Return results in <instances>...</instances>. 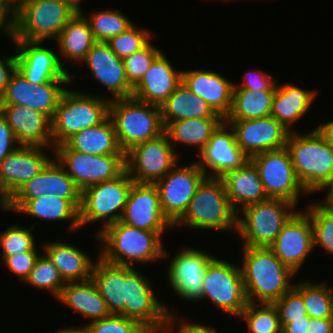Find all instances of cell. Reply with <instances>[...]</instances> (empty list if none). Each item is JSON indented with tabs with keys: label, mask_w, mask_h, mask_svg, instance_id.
<instances>
[{
	"label": "cell",
	"mask_w": 333,
	"mask_h": 333,
	"mask_svg": "<svg viewBox=\"0 0 333 333\" xmlns=\"http://www.w3.org/2000/svg\"><path fill=\"white\" fill-rule=\"evenodd\" d=\"M62 304L71 307L83 318L93 321L101 320L111 315L106 301L99 293L95 283L90 279L82 282H67L57 298Z\"/></svg>",
	"instance_id": "33"
},
{
	"label": "cell",
	"mask_w": 333,
	"mask_h": 333,
	"mask_svg": "<svg viewBox=\"0 0 333 333\" xmlns=\"http://www.w3.org/2000/svg\"><path fill=\"white\" fill-rule=\"evenodd\" d=\"M173 67L170 60L161 52L133 88L132 97L161 106L182 83V71Z\"/></svg>",
	"instance_id": "28"
},
{
	"label": "cell",
	"mask_w": 333,
	"mask_h": 333,
	"mask_svg": "<svg viewBox=\"0 0 333 333\" xmlns=\"http://www.w3.org/2000/svg\"><path fill=\"white\" fill-rule=\"evenodd\" d=\"M52 333V332H51ZM53 333H88L87 328L83 325V326H69V327H65L62 328L61 330L58 329V331L53 332Z\"/></svg>",
	"instance_id": "60"
},
{
	"label": "cell",
	"mask_w": 333,
	"mask_h": 333,
	"mask_svg": "<svg viewBox=\"0 0 333 333\" xmlns=\"http://www.w3.org/2000/svg\"><path fill=\"white\" fill-rule=\"evenodd\" d=\"M56 42L59 46L57 48L59 56L63 60L72 61V68L77 64L79 66L82 64L87 53L96 43L90 25L81 13H77L65 25L56 38Z\"/></svg>",
	"instance_id": "35"
},
{
	"label": "cell",
	"mask_w": 333,
	"mask_h": 333,
	"mask_svg": "<svg viewBox=\"0 0 333 333\" xmlns=\"http://www.w3.org/2000/svg\"><path fill=\"white\" fill-rule=\"evenodd\" d=\"M273 304L278 311L282 328L291 319H305L308 315L302 296L294 288Z\"/></svg>",
	"instance_id": "49"
},
{
	"label": "cell",
	"mask_w": 333,
	"mask_h": 333,
	"mask_svg": "<svg viewBox=\"0 0 333 333\" xmlns=\"http://www.w3.org/2000/svg\"><path fill=\"white\" fill-rule=\"evenodd\" d=\"M315 129L333 149V120L320 124Z\"/></svg>",
	"instance_id": "58"
},
{
	"label": "cell",
	"mask_w": 333,
	"mask_h": 333,
	"mask_svg": "<svg viewBox=\"0 0 333 333\" xmlns=\"http://www.w3.org/2000/svg\"><path fill=\"white\" fill-rule=\"evenodd\" d=\"M308 333H333V319H313Z\"/></svg>",
	"instance_id": "57"
},
{
	"label": "cell",
	"mask_w": 333,
	"mask_h": 333,
	"mask_svg": "<svg viewBox=\"0 0 333 333\" xmlns=\"http://www.w3.org/2000/svg\"><path fill=\"white\" fill-rule=\"evenodd\" d=\"M34 84L16 70L0 98V105H21L33 109Z\"/></svg>",
	"instance_id": "47"
},
{
	"label": "cell",
	"mask_w": 333,
	"mask_h": 333,
	"mask_svg": "<svg viewBox=\"0 0 333 333\" xmlns=\"http://www.w3.org/2000/svg\"><path fill=\"white\" fill-rule=\"evenodd\" d=\"M71 80H53L43 84H34L33 109L54 117L58 102ZM63 84V85H62Z\"/></svg>",
	"instance_id": "45"
},
{
	"label": "cell",
	"mask_w": 333,
	"mask_h": 333,
	"mask_svg": "<svg viewBox=\"0 0 333 333\" xmlns=\"http://www.w3.org/2000/svg\"><path fill=\"white\" fill-rule=\"evenodd\" d=\"M120 222L156 233L173 229L162 212L156 185L149 183H133Z\"/></svg>",
	"instance_id": "20"
},
{
	"label": "cell",
	"mask_w": 333,
	"mask_h": 333,
	"mask_svg": "<svg viewBox=\"0 0 333 333\" xmlns=\"http://www.w3.org/2000/svg\"><path fill=\"white\" fill-rule=\"evenodd\" d=\"M37 249L38 248L34 247L31 251L12 256H1L6 265V270L18 276L19 282L23 283L33 269L36 259L40 255Z\"/></svg>",
	"instance_id": "50"
},
{
	"label": "cell",
	"mask_w": 333,
	"mask_h": 333,
	"mask_svg": "<svg viewBox=\"0 0 333 333\" xmlns=\"http://www.w3.org/2000/svg\"><path fill=\"white\" fill-rule=\"evenodd\" d=\"M303 211L298 209L269 247L296 274L314 250L311 220Z\"/></svg>",
	"instance_id": "22"
},
{
	"label": "cell",
	"mask_w": 333,
	"mask_h": 333,
	"mask_svg": "<svg viewBox=\"0 0 333 333\" xmlns=\"http://www.w3.org/2000/svg\"><path fill=\"white\" fill-rule=\"evenodd\" d=\"M78 91L67 88L58 102L51 120L53 149L73 134L97 126L109 116L108 95Z\"/></svg>",
	"instance_id": "7"
},
{
	"label": "cell",
	"mask_w": 333,
	"mask_h": 333,
	"mask_svg": "<svg viewBox=\"0 0 333 333\" xmlns=\"http://www.w3.org/2000/svg\"><path fill=\"white\" fill-rule=\"evenodd\" d=\"M324 190H327V194L320 201L324 206L333 212V181Z\"/></svg>",
	"instance_id": "59"
},
{
	"label": "cell",
	"mask_w": 333,
	"mask_h": 333,
	"mask_svg": "<svg viewBox=\"0 0 333 333\" xmlns=\"http://www.w3.org/2000/svg\"><path fill=\"white\" fill-rule=\"evenodd\" d=\"M311 324V318L307 315L305 319H291L282 328V333H308Z\"/></svg>",
	"instance_id": "56"
},
{
	"label": "cell",
	"mask_w": 333,
	"mask_h": 333,
	"mask_svg": "<svg viewBox=\"0 0 333 333\" xmlns=\"http://www.w3.org/2000/svg\"><path fill=\"white\" fill-rule=\"evenodd\" d=\"M31 226L27 229L18 224H12L0 233L1 256H12L31 251L36 246L35 236L32 232L35 225Z\"/></svg>",
	"instance_id": "44"
},
{
	"label": "cell",
	"mask_w": 333,
	"mask_h": 333,
	"mask_svg": "<svg viewBox=\"0 0 333 333\" xmlns=\"http://www.w3.org/2000/svg\"><path fill=\"white\" fill-rule=\"evenodd\" d=\"M224 121V118L177 120L170 122L165 127L164 132L167 134L172 146L174 143H180L189 147L196 146L200 152Z\"/></svg>",
	"instance_id": "36"
},
{
	"label": "cell",
	"mask_w": 333,
	"mask_h": 333,
	"mask_svg": "<svg viewBox=\"0 0 333 333\" xmlns=\"http://www.w3.org/2000/svg\"><path fill=\"white\" fill-rule=\"evenodd\" d=\"M205 299L221 311L238 317L248 304L240 265L215 257L203 281L200 302Z\"/></svg>",
	"instance_id": "11"
},
{
	"label": "cell",
	"mask_w": 333,
	"mask_h": 333,
	"mask_svg": "<svg viewBox=\"0 0 333 333\" xmlns=\"http://www.w3.org/2000/svg\"><path fill=\"white\" fill-rule=\"evenodd\" d=\"M24 282L38 289H45L51 295L53 294L56 299L60 296L62 288L65 286L58 269L44 252L43 254L40 253L33 269Z\"/></svg>",
	"instance_id": "42"
},
{
	"label": "cell",
	"mask_w": 333,
	"mask_h": 333,
	"mask_svg": "<svg viewBox=\"0 0 333 333\" xmlns=\"http://www.w3.org/2000/svg\"><path fill=\"white\" fill-rule=\"evenodd\" d=\"M178 316H170L167 320V323L163 327V330L161 333H169L170 331L172 332L174 323L177 325L176 322H178V330L176 331L177 333H217L215 327H211L208 325H202V324H197V322H188L187 320H179L177 318ZM177 320V321H176Z\"/></svg>",
	"instance_id": "52"
},
{
	"label": "cell",
	"mask_w": 333,
	"mask_h": 333,
	"mask_svg": "<svg viewBox=\"0 0 333 333\" xmlns=\"http://www.w3.org/2000/svg\"><path fill=\"white\" fill-rule=\"evenodd\" d=\"M303 298L308 316L313 319H333V288L324 282L306 280L293 287Z\"/></svg>",
	"instance_id": "38"
},
{
	"label": "cell",
	"mask_w": 333,
	"mask_h": 333,
	"mask_svg": "<svg viewBox=\"0 0 333 333\" xmlns=\"http://www.w3.org/2000/svg\"><path fill=\"white\" fill-rule=\"evenodd\" d=\"M161 52L162 50L150 41L144 48L123 59L127 80L133 88L140 82Z\"/></svg>",
	"instance_id": "46"
},
{
	"label": "cell",
	"mask_w": 333,
	"mask_h": 333,
	"mask_svg": "<svg viewBox=\"0 0 333 333\" xmlns=\"http://www.w3.org/2000/svg\"><path fill=\"white\" fill-rule=\"evenodd\" d=\"M12 40V3L10 0H0V32Z\"/></svg>",
	"instance_id": "55"
},
{
	"label": "cell",
	"mask_w": 333,
	"mask_h": 333,
	"mask_svg": "<svg viewBox=\"0 0 333 333\" xmlns=\"http://www.w3.org/2000/svg\"><path fill=\"white\" fill-rule=\"evenodd\" d=\"M298 180L309 193L323 192L333 181V149L316 129L290 132L286 144Z\"/></svg>",
	"instance_id": "5"
},
{
	"label": "cell",
	"mask_w": 333,
	"mask_h": 333,
	"mask_svg": "<svg viewBox=\"0 0 333 333\" xmlns=\"http://www.w3.org/2000/svg\"><path fill=\"white\" fill-rule=\"evenodd\" d=\"M152 31L144 28H138L133 24L130 28L117 36L110 38L106 43L110 49L120 58L124 59L133 53L144 48L152 37Z\"/></svg>",
	"instance_id": "43"
},
{
	"label": "cell",
	"mask_w": 333,
	"mask_h": 333,
	"mask_svg": "<svg viewBox=\"0 0 333 333\" xmlns=\"http://www.w3.org/2000/svg\"><path fill=\"white\" fill-rule=\"evenodd\" d=\"M174 146L164 132L125 153V170L134 182L155 184L179 161Z\"/></svg>",
	"instance_id": "13"
},
{
	"label": "cell",
	"mask_w": 333,
	"mask_h": 333,
	"mask_svg": "<svg viewBox=\"0 0 333 333\" xmlns=\"http://www.w3.org/2000/svg\"><path fill=\"white\" fill-rule=\"evenodd\" d=\"M275 91L233 89L232 105L225 120L259 119L271 116Z\"/></svg>",
	"instance_id": "37"
},
{
	"label": "cell",
	"mask_w": 333,
	"mask_h": 333,
	"mask_svg": "<svg viewBox=\"0 0 333 333\" xmlns=\"http://www.w3.org/2000/svg\"><path fill=\"white\" fill-rule=\"evenodd\" d=\"M238 318L246 322L249 333H282L274 304L248 302Z\"/></svg>",
	"instance_id": "40"
},
{
	"label": "cell",
	"mask_w": 333,
	"mask_h": 333,
	"mask_svg": "<svg viewBox=\"0 0 333 333\" xmlns=\"http://www.w3.org/2000/svg\"><path fill=\"white\" fill-rule=\"evenodd\" d=\"M163 234L138 229L118 221L107 226L95 237L101 241L99 257L104 261L134 267L135 262L144 265L169 258L170 254L162 244Z\"/></svg>",
	"instance_id": "3"
},
{
	"label": "cell",
	"mask_w": 333,
	"mask_h": 333,
	"mask_svg": "<svg viewBox=\"0 0 333 333\" xmlns=\"http://www.w3.org/2000/svg\"><path fill=\"white\" fill-rule=\"evenodd\" d=\"M54 150H74L93 155H125L109 116L99 125L73 134L63 144L54 147Z\"/></svg>",
	"instance_id": "31"
},
{
	"label": "cell",
	"mask_w": 333,
	"mask_h": 333,
	"mask_svg": "<svg viewBox=\"0 0 333 333\" xmlns=\"http://www.w3.org/2000/svg\"><path fill=\"white\" fill-rule=\"evenodd\" d=\"M18 143L23 146L51 148L53 154L52 119L37 110L21 105H0Z\"/></svg>",
	"instance_id": "23"
},
{
	"label": "cell",
	"mask_w": 333,
	"mask_h": 333,
	"mask_svg": "<svg viewBox=\"0 0 333 333\" xmlns=\"http://www.w3.org/2000/svg\"><path fill=\"white\" fill-rule=\"evenodd\" d=\"M76 14L63 0H16L12 3V40H56Z\"/></svg>",
	"instance_id": "4"
},
{
	"label": "cell",
	"mask_w": 333,
	"mask_h": 333,
	"mask_svg": "<svg viewBox=\"0 0 333 333\" xmlns=\"http://www.w3.org/2000/svg\"><path fill=\"white\" fill-rule=\"evenodd\" d=\"M81 199H62L46 194L30 200H7L2 206L3 211L21 213L34 218L50 221H69L68 231L75 232L80 227L79 209Z\"/></svg>",
	"instance_id": "25"
},
{
	"label": "cell",
	"mask_w": 333,
	"mask_h": 333,
	"mask_svg": "<svg viewBox=\"0 0 333 333\" xmlns=\"http://www.w3.org/2000/svg\"><path fill=\"white\" fill-rule=\"evenodd\" d=\"M83 63L90 69L92 77L109 90L110 100L132 97L133 87L127 80L123 60L106 42H96L81 66Z\"/></svg>",
	"instance_id": "24"
},
{
	"label": "cell",
	"mask_w": 333,
	"mask_h": 333,
	"mask_svg": "<svg viewBox=\"0 0 333 333\" xmlns=\"http://www.w3.org/2000/svg\"><path fill=\"white\" fill-rule=\"evenodd\" d=\"M82 191L55 157L8 200H30L46 194L62 199H81Z\"/></svg>",
	"instance_id": "26"
},
{
	"label": "cell",
	"mask_w": 333,
	"mask_h": 333,
	"mask_svg": "<svg viewBox=\"0 0 333 333\" xmlns=\"http://www.w3.org/2000/svg\"><path fill=\"white\" fill-rule=\"evenodd\" d=\"M164 128L170 123L183 119L223 118L216 114L198 95L181 83L160 106Z\"/></svg>",
	"instance_id": "34"
},
{
	"label": "cell",
	"mask_w": 333,
	"mask_h": 333,
	"mask_svg": "<svg viewBox=\"0 0 333 333\" xmlns=\"http://www.w3.org/2000/svg\"><path fill=\"white\" fill-rule=\"evenodd\" d=\"M85 327L88 333H150L139 322L116 314L85 323Z\"/></svg>",
	"instance_id": "48"
},
{
	"label": "cell",
	"mask_w": 333,
	"mask_h": 333,
	"mask_svg": "<svg viewBox=\"0 0 333 333\" xmlns=\"http://www.w3.org/2000/svg\"><path fill=\"white\" fill-rule=\"evenodd\" d=\"M66 4H68L73 10H75L77 13H81L82 10L81 8V2L82 0H63Z\"/></svg>",
	"instance_id": "61"
},
{
	"label": "cell",
	"mask_w": 333,
	"mask_h": 333,
	"mask_svg": "<svg viewBox=\"0 0 333 333\" xmlns=\"http://www.w3.org/2000/svg\"><path fill=\"white\" fill-rule=\"evenodd\" d=\"M295 204L278 198H268L247 206L237 214L238 237L243 246L270 247L283 226L298 211ZM241 215V216H240Z\"/></svg>",
	"instance_id": "9"
},
{
	"label": "cell",
	"mask_w": 333,
	"mask_h": 333,
	"mask_svg": "<svg viewBox=\"0 0 333 333\" xmlns=\"http://www.w3.org/2000/svg\"><path fill=\"white\" fill-rule=\"evenodd\" d=\"M240 264L248 302L273 304L290 291L296 273L269 247H242Z\"/></svg>",
	"instance_id": "2"
},
{
	"label": "cell",
	"mask_w": 333,
	"mask_h": 333,
	"mask_svg": "<svg viewBox=\"0 0 333 333\" xmlns=\"http://www.w3.org/2000/svg\"><path fill=\"white\" fill-rule=\"evenodd\" d=\"M54 157L81 191L91 185L115 179L125 170V155H93L74 150H54Z\"/></svg>",
	"instance_id": "15"
},
{
	"label": "cell",
	"mask_w": 333,
	"mask_h": 333,
	"mask_svg": "<svg viewBox=\"0 0 333 333\" xmlns=\"http://www.w3.org/2000/svg\"><path fill=\"white\" fill-rule=\"evenodd\" d=\"M133 183L124 170L115 179L85 188L81 193L80 227L100 220L103 224L96 236L107 226L120 221Z\"/></svg>",
	"instance_id": "10"
},
{
	"label": "cell",
	"mask_w": 333,
	"mask_h": 333,
	"mask_svg": "<svg viewBox=\"0 0 333 333\" xmlns=\"http://www.w3.org/2000/svg\"><path fill=\"white\" fill-rule=\"evenodd\" d=\"M273 98L271 116L280 122L288 131L299 121L313 105L317 92L303 89L294 84H278Z\"/></svg>",
	"instance_id": "32"
},
{
	"label": "cell",
	"mask_w": 333,
	"mask_h": 333,
	"mask_svg": "<svg viewBox=\"0 0 333 333\" xmlns=\"http://www.w3.org/2000/svg\"><path fill=\"white\" fill-rule=\"evenodd\" d=\"M81 14L88 21L96 42H107L133 25L132 21L118 9L95 10L91 16L85 15L83 11Z\"/></svg>",
	"instance_id": "39"
},
{
	"label": "cell",
	"mask_w": 333,
	"mask_h": 333,
	"mask_svg": "<svg viewBox=\"0 0 333 333\" xmlns=\"http://www.w3.org/2000/svg\"><path fill=\"white\" fill-rule=\"evenodd\" d=\"M180 225V226H179ZM215 231L237 230V213L232 208L221 178L206 177L199 185L183 216L173 225Z\"/></svg>",
	"instance_id": "6"
},
{
	"label": "cell",
	"mask_w": 333,
	"mask_h": 333,
	"mask_svg": "<svg viewBox=\"0 0 333 333\" xmlns=\"http://www.w3.org/2000/svg\"><path fill=\"white\" fill-rule=\"evenodd\" d=\"M221 1H226V2H229V1H234V0H221ZM238 1V0H237Z\"/></svg>",
	"instance_id": "62"
},
{
	"label": "cell",
	"mask_w": 333,
	"mask_h": 333,
	"mask_svg": "<svg viewBox=\"0 0 333 333\" xmlns=\"http://www.w3.org/2000/svg\"><path fill=\"white\" fill-rule=\"evenodd\" d=\"M48 156L44 147L21 145L0 162V206L48 165Z\"/></svg>",
	"instance_id": "18"
},
{
	"label": "cell",
	"mask_w": 333,
	"mask_h": 333,
	"mask_svg": "<svg viewBox=\"0 0 333 333\" xmlns=\"http://www.w3.org/2000/svg\"><path fill=\"white\" fill-rule=\"evenodd\" d=\"M258 169L268 198H278L297 206L300 195L309 194L297 178L288 149L270 150L250 158Z\"/></svg>",
	"instance_id": "12"
},
{
	"label": "cell",
	"mask_w": 333,
	"mask_h": 333,
	"mask_svg": "<svg viewBox=\"0 0 333 333\" xmlns=\"http://www.w3.org/2000/svg\"><path fill=\"white\" fill-rule=\"evenodd\" d=\"M182 83L224 119L232 105L234 82L213 70H182Z\"/></svg>",
	"instance_id": "27"
},
{
	"label": "cell",
	"mask_w": 333,
	"mask_h": 333,
	"mask_svg": "<svg viewBox=\"0 0 333 333\" xmlns=\"http://www.w3.org/2000/svg\"><path fill=\"white\" fill-rule=\"evenodd\" d=\"M20 146L6 119L0 113V162Z\"/></svg>",
	"instance_id": "53"
},
{
	"label": "cell",
	"mask_w": 333,
	"mask_h": 333,
	"mask_svg": "<svg viewBox=\"0 0 333 333\" xmlns=\"http://www.w3.org/2000/svg\"><path fill=\"white\" fill-rule=\"evenodd\" d=\"M109 117L124 153L164 133L160 106L133 97L110 100Z\"/></svg>",
	"instance_id": "8"
},
{
	"label": "cell",
	"mask_w": 333,
	"mask_h": 333,
	"mask_svg": "<svg viewBox=\"0 0 333 333\" xmlns=\"http://www.w3.org/2000/svg\"><path fill=\"white\" fill-rule=\"evenodd\" d=\"M97 256L91 280L106 301L109 312L139 322L150 333H161L175 312L155 295L151 278L135 267L104 261L99 251Z\"/></svg>",
	"instance_id": "1"
},
{
	"label": "cell",
	"mask_w": 333,
	"mask_h": 333,
	"mask_svg": "<svg viewBox=\"0 0 333 333\" xmlns=\"http://www.w3.org/2000/svg\"><path fill=\"white\" fill-rule=\"evenodd\" d=\"M197 154L200 159L196 162L207 177L221 178L225 173L239 169L250 160L238 146L234 130L225 121Z\"/></svg>",
	"instance_id": "19"
},
{
	"label": "cell",
	"mask_w": 333,
	"mask_h": 333,
	"mask_svg": "<svg viewBox=\"0 0 333 333\" xmlns=\"http://www.w3.org/2000/svg\"><path fill=\"white\" fill-rule=\"evenodd\" d=\"M17 70L16 53L0 57V98L4 95L11 76Z\"/></svg>",
	"instance_id": "54"
},
{
	"label": "cell",
	"mask_w": 333,
	"mask_h": 333,
	"mask_svg": "<svg viewBox=\"0 0 333 333\" xmlns=\"http://www.w3.org/2000/svg\"><path fill=\"white\" fill-rule=\"evenodd\" d=\"M206 177L196 161L184 166L178 162L155 183L162 212L172 225L183 216L199 185Z\"/></svg>",
	"instance_id": "14"
},
{
	"label": "cell",
	"mask_w": 333,
	"mask_h": 333,
	"mask_svg": "<svg viewBox=\"0 0 333 333\" xmlns=\"http://www.w3.org/2000/svg\"><path fill=\"white\" fill-rule=\"evenodd\" d=\"M16 49L17 70L33 84H43L53 80H71L75 74L65 69V64L43 42L11 40Z\"/></svg>",
	"instance_id": "17"
},
{
	"label": "cell",
	"mask_w": 333,
	"mask_h": 333,
	"mask_svg": "<svg viewBox=\"0 0 333 333\" xmlns=\"http://www.w3.org/2000/svg\"><path fill=\"white\" fill-rule=\"evenodd\" d=\"M261 69H249L245 72L242 83L234 84L233 89H249L262 91H276V78Z\"/></svg>",
	"instance_id": "51"
},
{
	"label": "cell",
	"mask_w": 333,
	"mask_h": 333,
	"mask_svg": "<svg viewBox=\"0 0 333 333\" xmlns=\"http://www.w3.org/2000/svg\"><path fill=\"white\" fill-rule=\"evenodd\" d=\"M307 207L304 212L311 220L314 248L320 246L326 254L333 255V212L321 202Z\"/></svg>",
	"instance_id": "41"
},
{
	"label": "cell",
	"mask_w": 333,
	"mask_h": 333,
	"mask_svg": "<svg viewBox=\"0 0 333 333\" xmlns=\"http://www.w3.org/2000/svg\"><path fill=\"white\" fill-rule=\"evenodd\" d=\"M221 179L230 204L237 214L247 206L268 199L258 169L251 160L239 169L225 173Z\"/></svg>",
	"instance_id": "29"
},
{
	"label": "cell",
	"mask_w": 333,
	"mask_h": 333,
	"mask_svg": "<svg viewBox=\"0 0 333 333\" xmlns=\"http://www.w3.org/2000/svg\"><path fill=\"white\" fill-rule=\"evenodd\" d=\"M225 122L232 127L238 146L249 158L262 152L285 148L290 134L272 116Z\"/></svg>",
	"instance_id": "21"
},
{
	"label": "cell",
	"mask_w": 333,
	"mask_h": 333,
	"mask_svg": "<svg viewBox=\"0 0 333 333\" xmlns=\"http://www.w3.org/2000/svg\"><path fill=\"white\" fill-rule=\"evenodd\" d=\"M43 252L53 262L65 283L91 279L95 261L79 247L61 241L42 244Z\"/></svg>",
	"instance_id": "30"
},
{
	"label": "cell",
	"mask_w": 333,
	"mask_h": 333,
	"mask_svg": "<svg viewBox=\"0 0 333 333\" xmlns=\"http://www.w3.org/2000/svg\"><path fill=\"white\" fill-rule=\"evenodd\" d=\"M214 258L210 253L192 247L176 253L167 270L173 292L190 302L201 300L206 269Z\"/></svg>",
	"instance_id": "16"
}]
</instances>
